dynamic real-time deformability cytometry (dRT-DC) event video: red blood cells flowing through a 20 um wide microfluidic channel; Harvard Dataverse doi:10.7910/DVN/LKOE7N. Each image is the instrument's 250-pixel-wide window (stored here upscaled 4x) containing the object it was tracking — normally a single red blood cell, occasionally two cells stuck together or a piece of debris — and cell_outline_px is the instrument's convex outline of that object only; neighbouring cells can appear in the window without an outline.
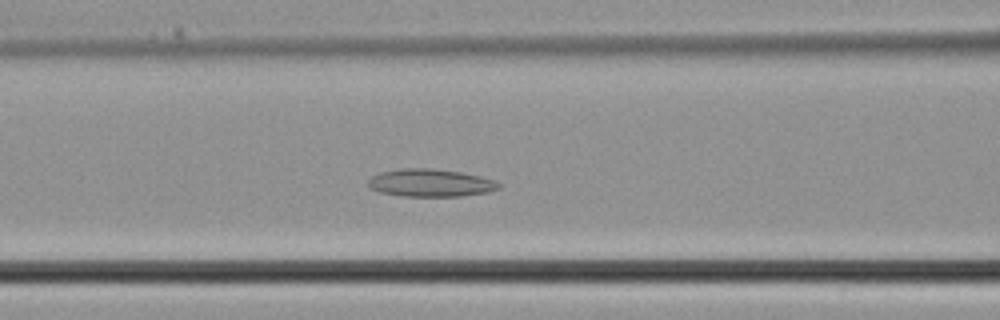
{"species": "common noctule bat (a hibernating species)", "species_latin": "Nyctalus noctula", "temperature_condition": "cold", "stored_images_in_passage": 37, "camera_frame_rate_fps": 3000, "um_per_image_px": 0.085, "animal": {"sex": "male", "body_mass_g": 21.5, "forearm_length_mm": 52.0}, "frame": {"image": 1, "passage_image": 14, "time_ms": 4.333, "image_size_px": [1000, 320], "cell_outline_px": [[500, 188], [488, 192], [460, 196], [400, 196], [380, 192], [368, 188], [368, 180], [372, 176], [380, 172], [404, 168], [432, 168], [460, 172], [480, 176], [496, 180], [500, 184]], "centroid_in_image_um": [36.58, 15.54], "position_along_channel_um": 130.0, "area_um2": 21.15}}
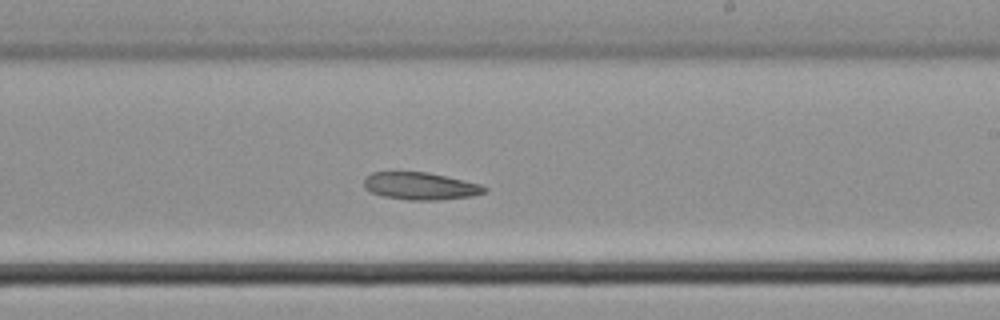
{"frame": {"image": 2, "passage_image": 21, "time_ms": 6.667, "image_size_px": [1000, 320], "cell_outline_px": [[488, 192], [472, 196], [436, 200], [408, 200], [384, 196], [372, 192], [364, 188], [364, 180], [372, 172], [428, 172], [464, 180], [480, 184], [488, 188]], "centroid_in_image_um": [35.77, 15.81], "position_along_channel_um": 253.2, "area_um2": 19.19}}
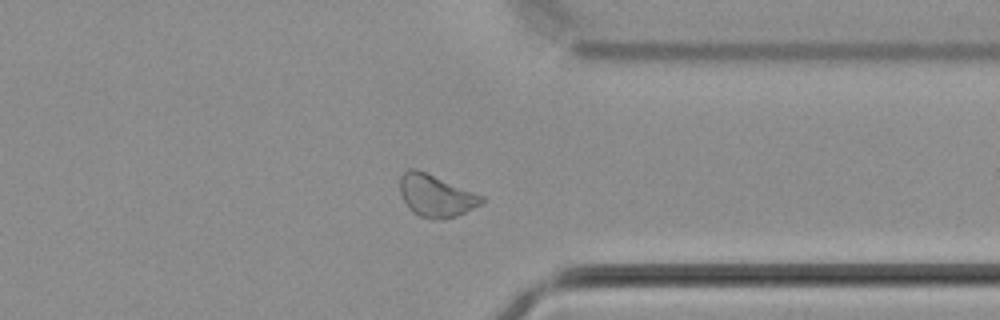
{"frame": {"image": 3, "passage_image": 28, "time_ms": 9.0, "image_size_px": [1000, 320], "cell_outline_px": [[484, 200], [480, 204], [456, 216], [444, 220], [432, 220], [420, 216], [412, 212], [408, 208], [400, 192], [400, 176], [408, 168], [416, 168], [484, 196]], "centroid_in_image_um": [37.02, 16.64], "position_along_channel_um": 374.4, "area_um2": 20.06}}